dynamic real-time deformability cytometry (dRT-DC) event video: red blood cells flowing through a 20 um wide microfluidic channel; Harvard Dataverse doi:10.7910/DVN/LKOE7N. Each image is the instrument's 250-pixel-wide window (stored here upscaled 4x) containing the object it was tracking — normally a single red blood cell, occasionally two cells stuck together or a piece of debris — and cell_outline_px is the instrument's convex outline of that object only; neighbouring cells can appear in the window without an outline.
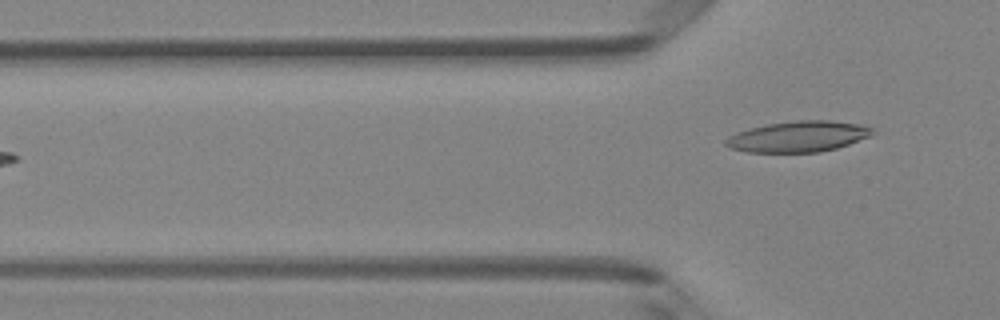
{"species": "Egyptian fruit bat (a non-hibernating species)", "species_latin": "Rousettus aegyptiacus", "temperature_condition": "room temperature", "stored_images_in_passage": 6, "camera_frame_rate_fps": 3000, "um_per_image_px": 0.085, "animal": {"sex": "female"}, "frame": {"image": 1, "passage_image": 6, "time_ms": 6.667, "image_size_px": [1000, 320], "cell_outline_px": [[876, 132], [872, 136], [836, 148], [820, 152], [748, 152], [732, 148], [724, 144], [724, 140], [728, 136], [736, 132], [768, 124], [796, 120], [828, 120], [860, 124], [872, 128]], "centroid_in_image_um": [67.88, 11.6], "position_along_channel_um": 57.9, "area_um2": 26.36}}